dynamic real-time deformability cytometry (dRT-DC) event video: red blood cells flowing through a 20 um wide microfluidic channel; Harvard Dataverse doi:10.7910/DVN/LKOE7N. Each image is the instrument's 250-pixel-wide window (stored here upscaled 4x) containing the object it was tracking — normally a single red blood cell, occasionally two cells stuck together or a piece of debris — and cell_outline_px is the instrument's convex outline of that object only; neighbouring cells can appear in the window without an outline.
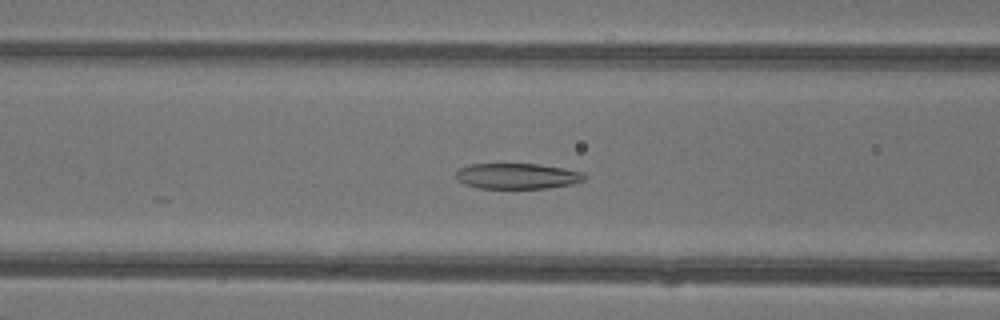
{"species": "common noctule bat (a hibernating species)", "species_latin": "Nyctalus noctula", "temperature_condition": "warm", "stored_images_in_passage": 48, "camera_frame_rate_fps": 3000, "um_per_image_px": 0.085, "animal": {"sex": "female"}, "frame": {"image": 1, "passage_image": 20, "time_ms": 6.333, "image_size_px": [1000, 320], "cell_outline_px": [[588, 176], [584, 180], [572, 184], [548, 188], [480, 188], [464, 184], [456, 176], [456, 172], [460, 168], [468, 164], [540, 164], [564, 168], [584, 172]], "centroid_in_image_um": [44.02, 14.96], "position_along_channel_um": 122.6, "area_um2": 19.25}}
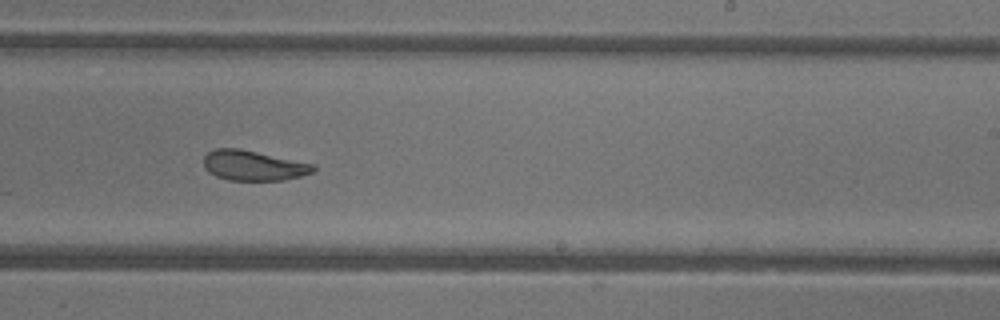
{"frame": {"image": 2, "passage_image": 30, "time_ms": 9.667, "image_size_px": [1000, 320], "cell_outline_px": [[316, 168], [312, 172], [300, 176], [284, 180], [228, 180], [216, 176], [208, 172], [204, 168], [204, 156], [208, 152], [216, 148], [236, 148], [256, 152], [312, 164]], "centroid_in_image_um": [21.48, 14.08], "position_along_channel_um": 267.5, "area_um2": 18.9}}
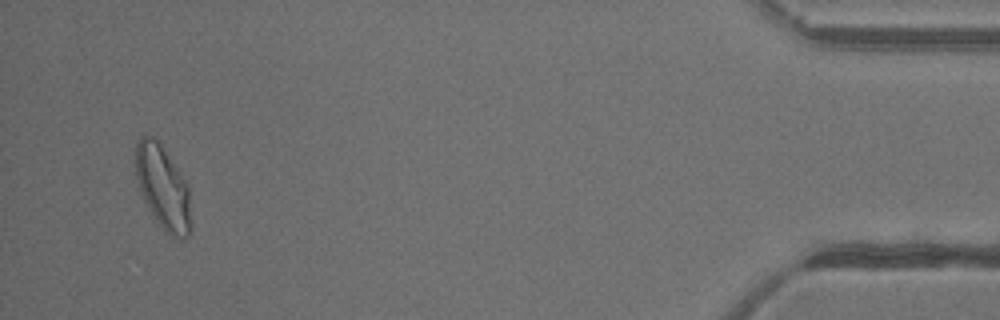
{"frame": {"image": 3, "passage_image": 46, "time_ms": 15.0, "image_size_px": [1000, 320], "cell_outline_px": [[192, 228], [188, 236], [184, 240], [180, 240], [164, 232], [152, 216], [140, 192], [136, 176], [136, 140], [140, 136], [152, 136], [160, 144], [184, 180], [188, 188], [192, 224]], "centroid_in_image_um": [13.85, 16.02], "position_along_channel_um": 421.4, "area_um2": 26.99}, "authors_computed_cell_mechanics": {"area_um2": 22.7443, "velocity_mm_per_s": 4.3462, "shape_relaxation_time_tau1_ms": null, "shape_relaxation_time_tau2_ms": 2.0727, "deformation_change_tau1": null, "deformation_change_tau2": 0.0814}}